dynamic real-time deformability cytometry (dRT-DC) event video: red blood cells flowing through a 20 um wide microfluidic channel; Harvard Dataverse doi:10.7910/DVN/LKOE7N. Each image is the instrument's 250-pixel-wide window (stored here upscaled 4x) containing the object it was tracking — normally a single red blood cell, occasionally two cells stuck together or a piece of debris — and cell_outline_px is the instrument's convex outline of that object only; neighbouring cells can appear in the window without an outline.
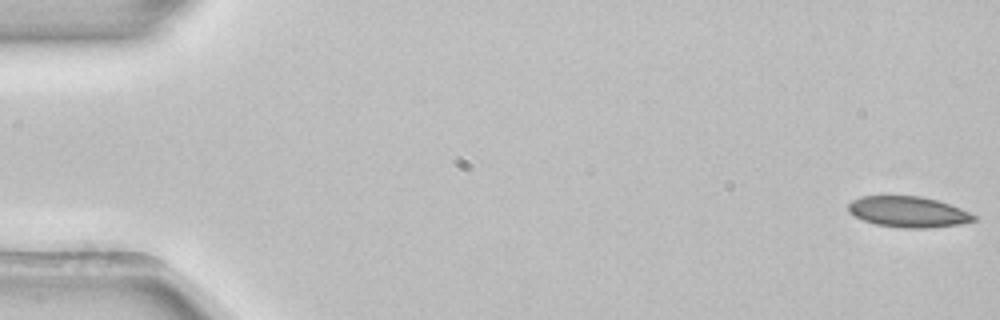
{"species": "common noctule bat (a hibernating species)", "species_latin": "Nyctalus noctula", "temperature_condition": "room temperature", "stored_images_in_passage": 9, "camera_frame_rate_fps": 3000, "um_per_image_px": 0.085, "animal": {"sex": "female", "body_mass_g": 22.7, "forearm_length_mm": 54.2}, "frame": {"image": 1, "passage_image": 1, "time_ms": 0.0, "image_size_px": [1000, 320], "cell_outline_px": [[976, 220], [960, 224], [928, 228], [900, 228], [876, 224], [864, 220], [848, 212], [848, 204], [852, 200], [860, 196], [920, 196], [936, 200], [960, 208], [976, 216]], "centroid_in_image_um": [77.18, 18.01], "position_along_channel_um": 7.8, "area_um2": 22.43}}